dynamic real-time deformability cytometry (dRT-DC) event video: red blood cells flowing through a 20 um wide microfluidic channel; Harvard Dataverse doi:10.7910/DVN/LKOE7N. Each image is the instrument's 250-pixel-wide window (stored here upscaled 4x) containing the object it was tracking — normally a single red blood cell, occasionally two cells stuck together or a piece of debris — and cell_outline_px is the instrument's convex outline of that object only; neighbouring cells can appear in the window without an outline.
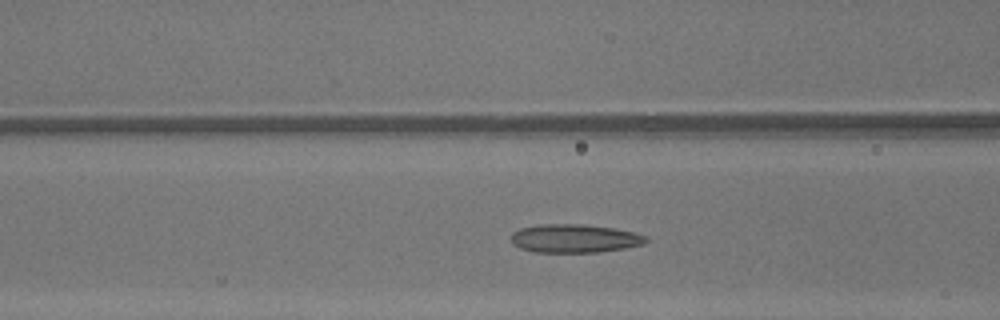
{"species": "common noctule bat (a hibernating species)", "species_latin": "Nyctalus noctula", "temperature_condition": "warm", "stored_images_in_passage": 40, "camera_frame_rate_fps": 3000, "um_per_image_px": 0.085, "animal": {"sex": "male", "body_mass_g": 13.3}, "frame": {"image": 1, "passage_image": 20, "time_ms": 6.333, "image_size_px": [1000, 320], "cell_outline_px": [[648, 240], [644, 244], [624, 248], [600, 252], [536, 252], [520, 248], [512, 244], [512, 232], [520, 228], [544, 224], [584, 224], [612, 228], [636, 232], [648, 236]], "centroid_in_image_um": [48.87, 20.27], "position_along_channel_um": 117.7, "area_um2": 22.43}}
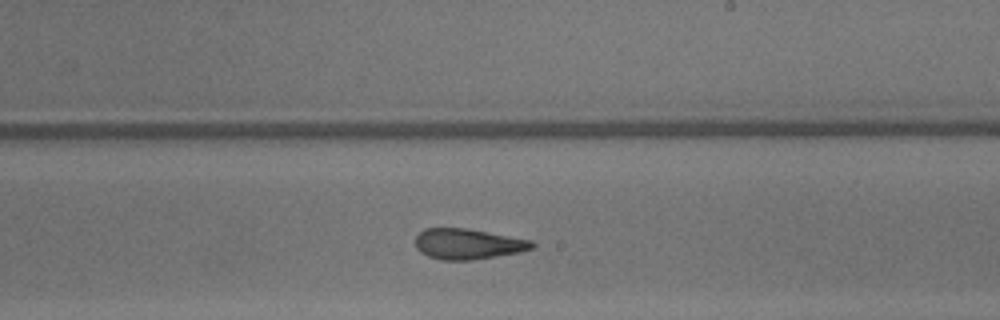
{"frame": {"image": 2, "passage_image": 29, "time_ms": 9.333, "image_size_px": [1000, 320], "cell_outline_px": [[536, 248], [520, 252], [472, 260], [444, 260], [428, 256], [420, 252], [416, 248], [416, 236], [424, 228], [464, 228], [532, 240], [536, 244]], "centroid_in_image_um": [39.79, 20.74], "position_along_channel_um": 249.2, "area_um2": 20.75}}
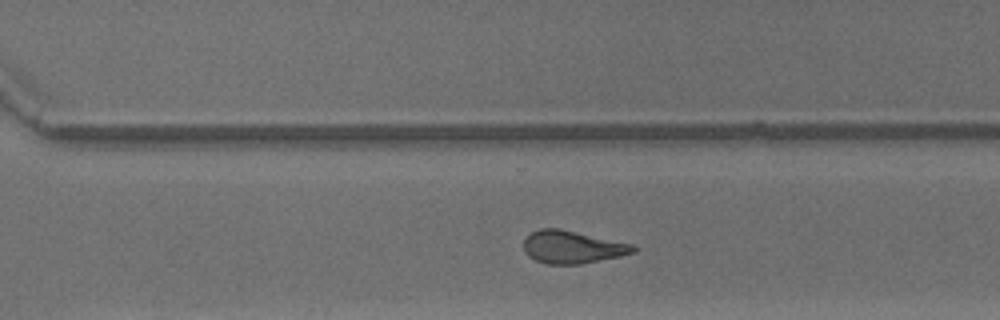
{"frame": {"image": 3, "passage_image": 34, "time_ms": 11.0, "image_size_px": [1000, 320], "cell_outline_px": [[636, 252], [620, 256], [580, 264], [548, 264], [536, 260], [528, 256], [524, 252], [524, 240], [532, 232], [540, 228], [560, 228], [632, 244], [636, 248]], "centroid_in_image_um": [48.63, 21.0], "position_along_channel_um": 322.0, "area_um2": 20.75}}